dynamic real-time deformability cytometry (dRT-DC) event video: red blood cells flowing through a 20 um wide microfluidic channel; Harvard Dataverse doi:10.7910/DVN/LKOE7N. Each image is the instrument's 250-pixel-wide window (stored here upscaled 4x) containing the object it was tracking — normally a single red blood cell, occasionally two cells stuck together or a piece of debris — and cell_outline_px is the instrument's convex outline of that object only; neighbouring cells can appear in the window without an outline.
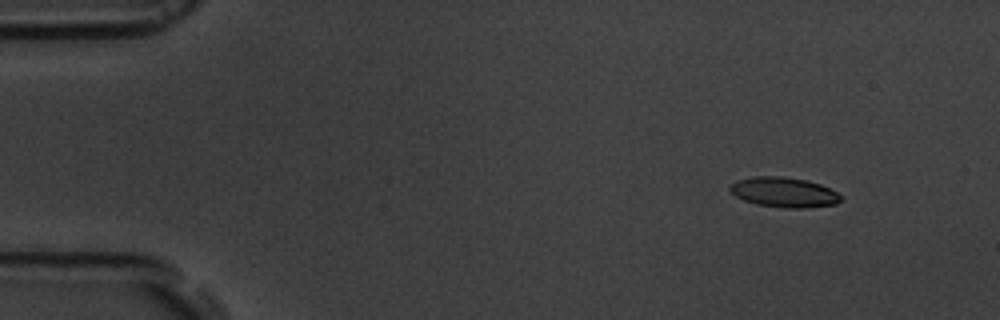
{"species": "common noctule bat (a hibernating species)", "species_latin": "Nyctalus noctula", "temperature_condition": "room temperature", "stored_images_in_passage": 4, "camera_frame_rate_fps": 3000, "um_per_image_px": 0.085, "animal": {"sex": "male", "body_mass_g": 19.5, "forearm_length_mm": 54.6}, "frame": {"image": 1, "passage_image": 1, "time_ms": 0.0, "image_size_px": [1000, 320], "cell_outline_px": [[840, 200], [836, 204], [804, 208], [784, 208], [756, 204], [744, 200], [736, 196], [728, 188], [736, 180], [756, 176], [784, 176], [808, 180], [820, 184], [836, 192], [840, 196]], "centroid_in_image_um": [66.62, 16.33], "position_along_channel_um": 18.4, "area_um2": 19.31}}
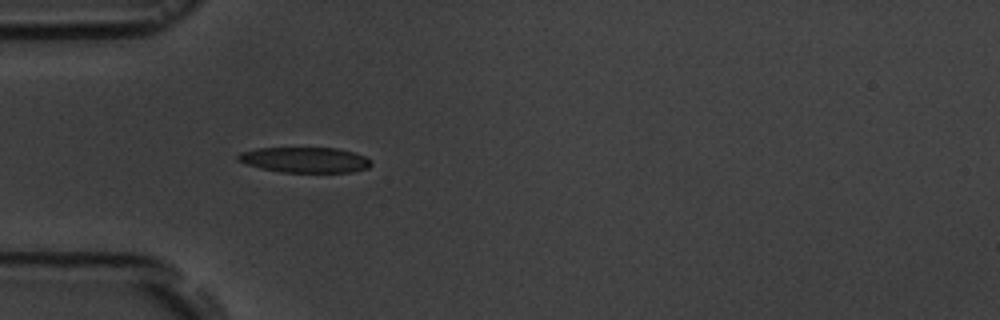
{"frame": {"image": 2, "passage_image": 4, "time_ms": 3.667, "image_size_px": [1000, 320], "cell_outline_px": [[372, 164], [368, 168], [352, 172], [280, 172], [248, 164], [236, 160], [236, 156], [240, 152], [256, 148], [336, 148], [352, 152], [364, 156], [372, 160]], "centroid_in_image_um": [25.93, 13.58], "position_along_channel_um": 59.1, "area_um2": 19.65}}